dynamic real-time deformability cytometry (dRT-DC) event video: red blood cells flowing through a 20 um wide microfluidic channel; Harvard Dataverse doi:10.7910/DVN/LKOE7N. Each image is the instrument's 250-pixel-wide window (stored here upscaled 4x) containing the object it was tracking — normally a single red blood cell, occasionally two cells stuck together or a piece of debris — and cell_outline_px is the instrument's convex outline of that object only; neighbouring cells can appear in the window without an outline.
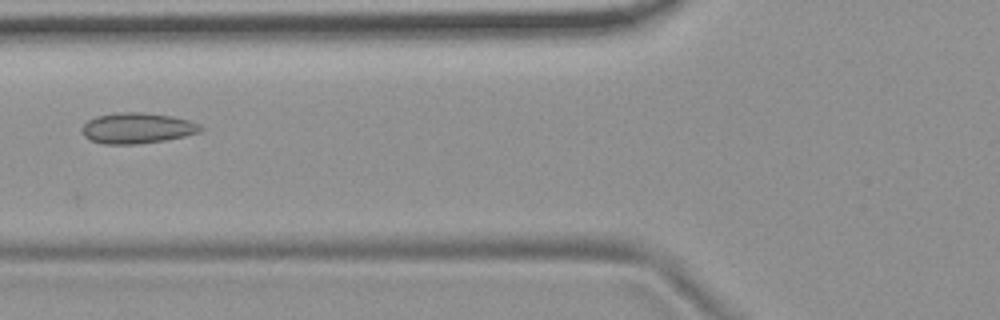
{"species": "common noctule bat (a hibernating species)", "species_latin": "Nyctalus noctula", "temperature_condition": "room temperature", "stored_images_in_passage": 6, "camera_frame_rate_fps": 3000, "um_per_image_px": 0.085, "animal": {"sex": "female", "body_mass_g": 19.9}, "frame": {"image": 1, "passage_image": 6, "time_ms": 5.667, "image_size_px": [1000, 320], "cell_outline_px": [[204, 128], [200, 132], [184, 136], [164, 140], [136, 144], [104, 144], [92, 140], [84, 136], [80, 128], [88, 120], [96, 116], [120, 112], [140, 112], [172, 116], [188, 120], [200, 124]], "centroid_in_image_um": [11.66, 10.89], "position_along_channel_um": 114.1, "area_um2": 21.15}}